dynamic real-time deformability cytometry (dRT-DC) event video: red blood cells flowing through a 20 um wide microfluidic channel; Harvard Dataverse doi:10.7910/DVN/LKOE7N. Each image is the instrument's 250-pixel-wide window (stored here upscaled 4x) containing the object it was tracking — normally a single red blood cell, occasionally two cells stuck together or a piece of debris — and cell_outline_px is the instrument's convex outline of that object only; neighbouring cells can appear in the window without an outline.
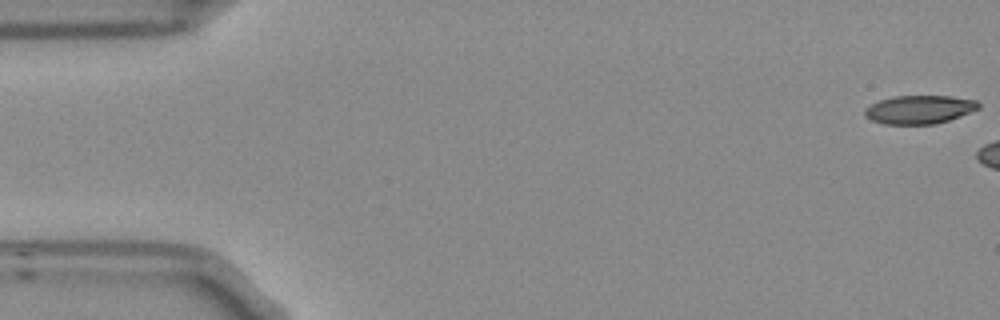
{"species": "Egyptian fruit bat (a non-hibernating species)", "species_latin": "Rousettus aegyptiacus", "temperature_condition": "room temperature", "stored_images_in_passage": 3, "camera_frame_rate_fps": 3000, "um_per_image_px": 0.085, "frame": {"image": 1, "passage_image": 1, "time_ms": 0.0, "image_size_px": [1000, 320], "cell_outline_px": [[980, 108], [960, 116], [936, 124], [884, 124], [872, 120], [864, 116], [864, 108], [880, 100], [896, 96], [948, 96], [976, 100], [980, 104]], "centroid_in_image_um": [78.14, 9.31], "position_along_channel_um": 6.9, "area_um2": 18.79}}